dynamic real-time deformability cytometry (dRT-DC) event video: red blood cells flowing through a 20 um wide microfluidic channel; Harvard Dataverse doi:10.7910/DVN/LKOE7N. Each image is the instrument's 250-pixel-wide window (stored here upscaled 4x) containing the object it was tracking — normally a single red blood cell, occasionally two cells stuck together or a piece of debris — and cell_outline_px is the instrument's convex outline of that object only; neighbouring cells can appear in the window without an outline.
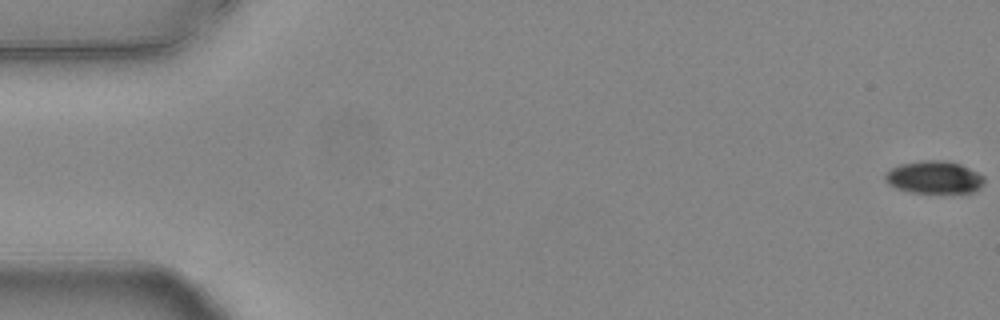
{"species": "common noctule bat (a hibernating species)", "species_latin": "Nyctalus noctula", "temperature_condition": "warm", "stored_images_in_passage": 9, "camera_frame_rate_fps": 3000, "um_per_image_px": 0.085, "animal": {"sex": "female", "body_mass_g": 24.6, "forearm_length_mm": 56.2}, "frame": {"image": 1, "passage_image": 1, "time_ms": 0.0, "image_size_px": [1000, 320], "cell_outline_px": [[984, 184], [980, 188], [972, 192], [912, 192], [896, 188], [888, 184], [884, 180], [884, 172], [900, 164], [924, 160], [944, 160], [960, 164], [984, 176]], "centroid_in_image_um": [79.38, 15.06], "position_along_channel_um": 5.6, "area_um2": 18.73}}